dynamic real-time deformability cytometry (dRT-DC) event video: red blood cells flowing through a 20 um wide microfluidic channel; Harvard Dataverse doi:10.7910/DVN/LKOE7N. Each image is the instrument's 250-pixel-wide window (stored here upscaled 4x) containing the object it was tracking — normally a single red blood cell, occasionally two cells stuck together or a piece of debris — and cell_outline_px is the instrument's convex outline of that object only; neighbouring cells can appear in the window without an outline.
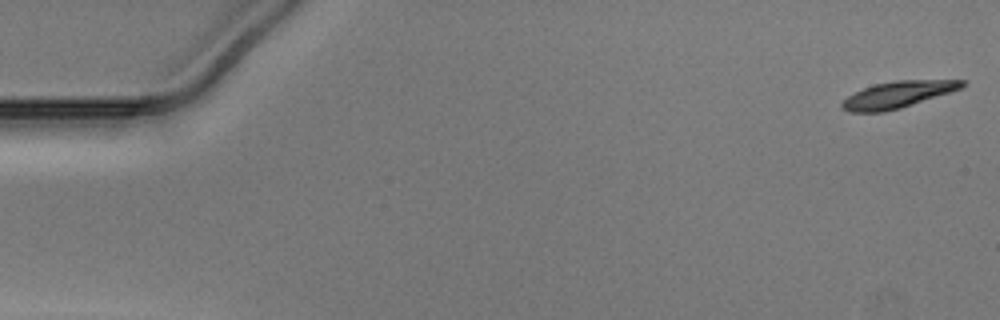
{"species": "Egyptian fruit bat (a non-hibernating species)", "species_latin": "Rousettus aegyptiacus", "temperature_condition": "warm", "stored_images_in_passage": 14, "camera_frame_rate_fps": 3000, "um_per_image_px": 0.085, "animal": {"sex": "male"}, "frame": {"image": 1, "passage_image": 1, "time_ms": 0.0, "image_size_px": [1000, 320], "cell_outline_px": [[968, 84], [960, 88], [900, 108], [884, 112], [848, 112], [840, 108], [840, 104], [848, 96], [864, 88], [876, 84], [896, 80], [968, 80]], "centroid_in_image_um": [76.28, 8.04], "position_along_channel_um": 8.7, "area_um2": 18.32}}